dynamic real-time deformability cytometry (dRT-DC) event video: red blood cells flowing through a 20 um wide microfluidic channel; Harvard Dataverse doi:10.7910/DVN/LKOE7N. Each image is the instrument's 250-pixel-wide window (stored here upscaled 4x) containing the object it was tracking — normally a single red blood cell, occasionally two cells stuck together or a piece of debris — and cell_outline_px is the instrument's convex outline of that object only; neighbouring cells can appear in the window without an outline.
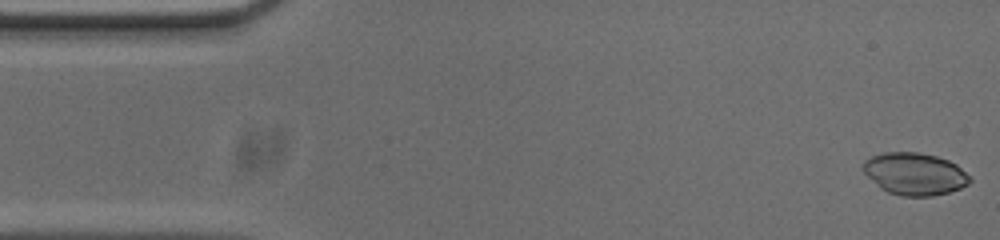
{"species": "common noctule bat (a hibernating species)", "species_latin": "Nyctalus noctula", "temperature_condition": "cold", "stored_images_in_passage": 53, "camera_frame_rate_fps": 3000, "um_per_image_px": 0.085, "animal": {"sex": "male", "body_mass_g": 20.0, "forearm_length_mm": 53.3}, "frame": {"image": 1, "passage_image": 1, "time_ms": 0.0, "image_size_px": [1000, 240], "cell_outline_px": [[972, 180], [968, 184], [960, 188], [948, 192], [932, 196], [900, 196], [888, 192], [880, 188], [864, 172], [864, 160], [872, 156], [884, 152], [920, 152], [936, 156], [948, 160], [956, 164], [972, 176]], "centroid_in_image_um": [77.78, 14.78], "position_along_channel_um": 7.2, "area_um2": 26.3}}
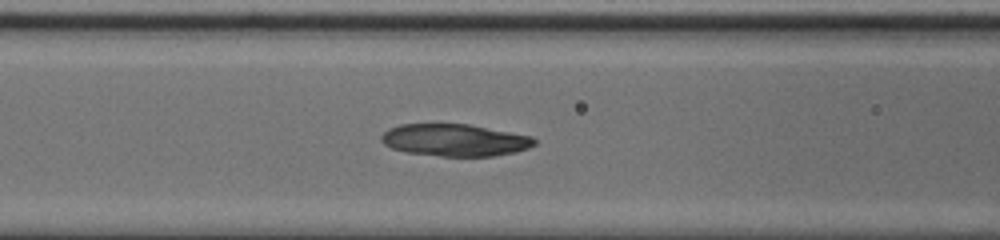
{"frame": {"image": 2, "passage_image": 20, "time_ms": 6.333, "image_size_px": [1000, 240], "cell_outline_px": [[536, 144], [528, 148], [516, 152], [492, 156], [440, 156], [408, 152], [392, 148], [384, 144], [380, 140], [380, 136], [388, 128], [400, 124], [468, 124], [532, 136], [536, 140]], "centroid_in_image_um": [38.65, 11.9], "position_along_channel_um": 127.9, "area_um2": 28.67}}
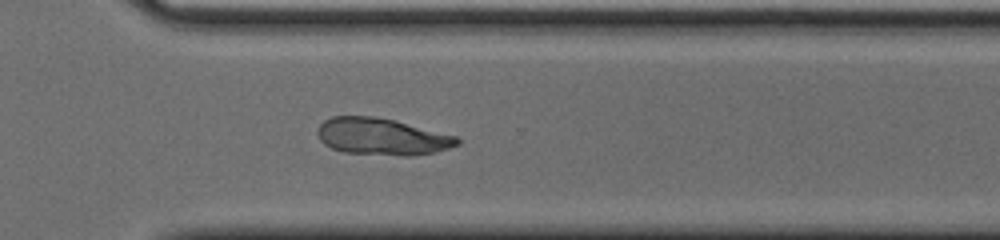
{"frame": {"image": 3, "passage_image": 37, "time_ms": 12.0, "image_size_px": [1000, 240], "cell_outline_px": [[460, 144], [436, 152], [416, 156], [400, 156], [344, 152], [332, 148], [324, 144], [320, 140], [316, 132], [320, 124], [324, 120], [332, 116], [376, 116], [396, 120], [456, 136], [460, 140]], "centroid_in_image_um": [32.47, 11.61], "position_along_channel_um": 338.1, "area_um2": 30.29}, "authors_computed_cell_mechanics": {"area_um2": 29.5936, "velocity_mm_per_s": 3.7133, "shape_relaxation_time_tau1_ms": null, "shape_relaxation_time_tau2_ms": 6.7233, "deformation_change_tau1": null, "deformation_change_tau2": 0.0937}}